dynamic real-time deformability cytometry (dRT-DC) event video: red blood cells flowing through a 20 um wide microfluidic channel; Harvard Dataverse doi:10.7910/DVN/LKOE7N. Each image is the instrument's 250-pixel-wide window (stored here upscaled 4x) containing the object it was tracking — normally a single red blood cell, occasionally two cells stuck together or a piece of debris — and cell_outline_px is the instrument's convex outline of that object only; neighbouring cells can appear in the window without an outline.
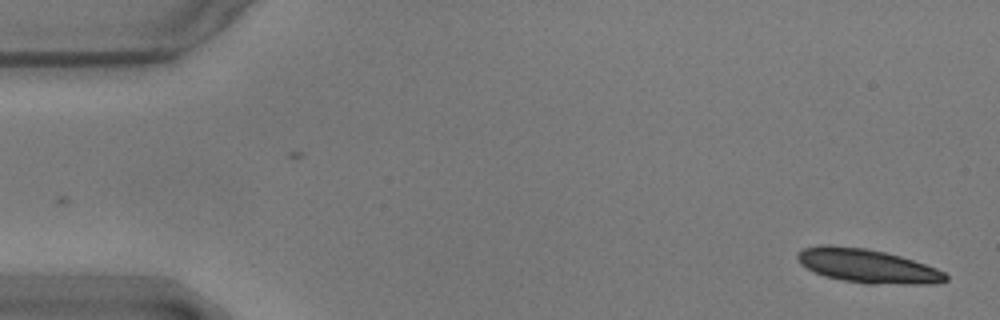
{"species": "common noctule bat (a hibernating species)", "species_latin": "Nyctalus noctula", "temperature_condition": "warm", "stored_images_in_passage": 27, "camera_frame_rate_fps": 3000, "um_per_image_px": 0.085, "animal": {"sex": "male", "body_mass_g": 17.9}, "frame": {"image": 1, "passage_image": 1, "time_ms": 0.0, "image_size_px": [1000, 320], "cell_outline_px": [[948, 280], [932, 284], [868, 284], [844, 280], [824, 276], [800, 264], [796, 256], [796, 252], [804, 248], [824, 244], [832, 244], [864, 248], [884, 252], [900, 256], [936, 268], [944, 272], [948, 276]], "centroid_in_image_um": [73.71, 22.6], "position_along_channel_um": 11.3, "area_um2": 29.19}}